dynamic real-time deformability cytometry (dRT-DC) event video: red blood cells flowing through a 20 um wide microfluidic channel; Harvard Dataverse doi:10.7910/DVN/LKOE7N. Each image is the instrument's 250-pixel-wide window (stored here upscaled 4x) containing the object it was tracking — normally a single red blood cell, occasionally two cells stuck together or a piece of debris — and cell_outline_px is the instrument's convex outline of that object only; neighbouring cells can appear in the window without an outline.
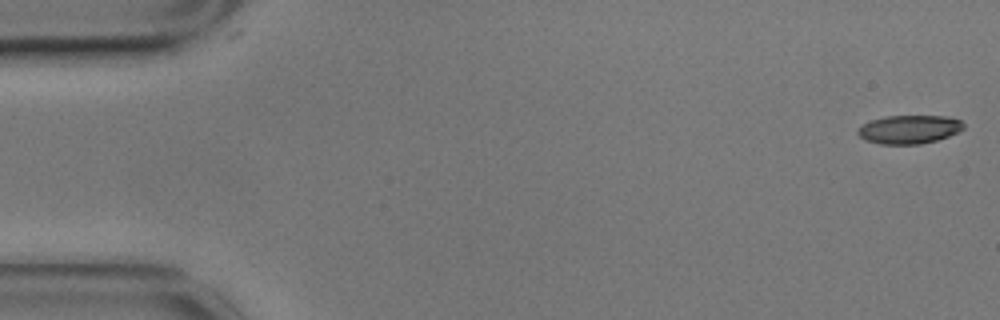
{"species": "common noctule bat (a hibernating species)", "species_latin": "Nyctalus noctula", "temperature_condition": "cold", "stored_images_in_passage": 57, "camera_frame_rate_fps": 3000, "um_per_image_px": 0.085, "animal": {"sex": "male", "body_mass_g": 17.9}, "frame": {"image": 1, "passage_image": 1, "time_ms": 0.0, "image_size_px": [1000, 320], "cell_outline_px": [[964, 128], [948, 136], [936, 140], [920, 144], [880, 144], [868, 140], [860, 136], [856, 132], [860, 124], [872, 120], [888, 116], [944, 116], [960, 120], [964, 124]], "centroid_in_image_um": [77.25, 10.99], "position_along_channel_um": 7.7, "area_um2": 17.4}}
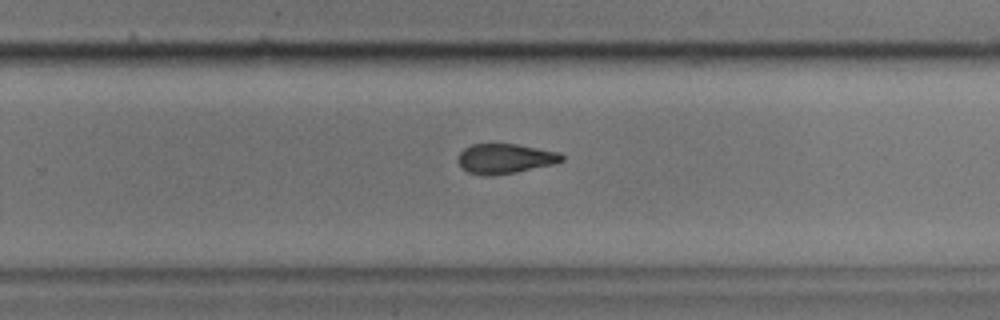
{"frame": {"image": 2, "passage_image": 36, "time_ms": 11.667, "image_size_px": [1000, 320], "cell_outline_px": [[564, 160], [556, 164], [516, 172], [492, 176], [484, 176], [468, 172], [456, 160], [460, 152], [464, 148], [472, 144], [516, 144], [560, 152], [564, 156]], "centroid_in_image_um": [42.95, 13.49], "position_along_channel_um": 286.8, "area_um2": 18.21}}
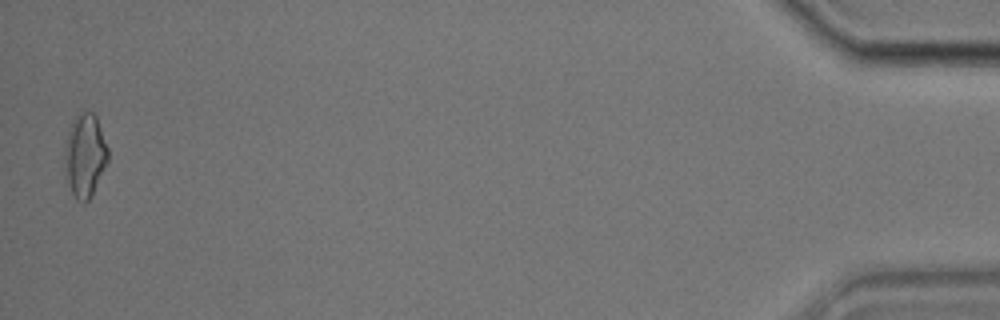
{"frame": {"image": 3, "passage_image": 56, "time_ms": 18.333, "image_size_px": [1000, 320], "cell_outline_px": [[108, 160], [92, 196], [84, 204], [76, 200], [68, 184], [64, 156], [64, 140], [68, 128], [72, 120], [80, 112], [92, 112], [96, 116], [108, 148]], "centroid_in_image_um": [7.2, 13.21], "position_along_channel_um": 428.0, "area_um2": 21.21}, "authors_computed_cell_mechanics": {"area_um2": 18.9006, "velocity_mm_per_s": 3.4992, "shape_relaxation_time_tau1_ms": null, "shape_relaxation_time_tau2_ms": 5.6742, "deformation_change_tau1": null, "deformation_change_tau2": 0.1391}}